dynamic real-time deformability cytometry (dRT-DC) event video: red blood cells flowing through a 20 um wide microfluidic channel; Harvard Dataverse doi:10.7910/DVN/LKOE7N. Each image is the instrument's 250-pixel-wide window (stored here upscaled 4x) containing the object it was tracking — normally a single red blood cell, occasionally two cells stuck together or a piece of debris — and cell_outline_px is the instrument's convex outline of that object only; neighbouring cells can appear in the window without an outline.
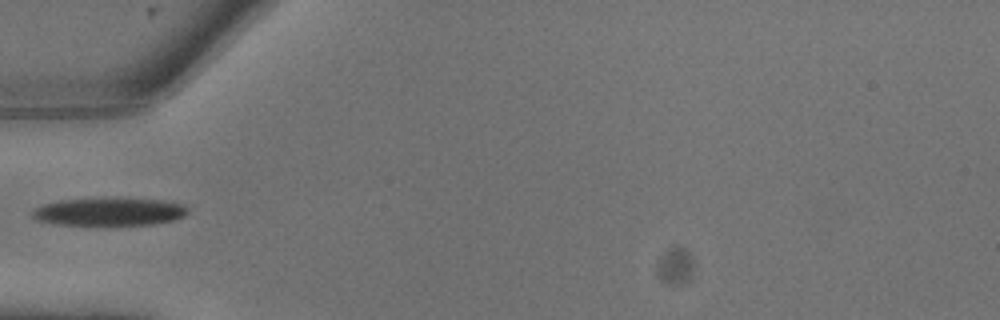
{"species": "common noctule bat (a hibernating species)", "species_latin": "Nyctalus noctula", "temperature_condition": "warm", "stored_images_in_passage": 3, "camera_frame_rate_fps": 3000, "um_per_image_px": 0.085, "animal": {"sex": "male", "body_mass_g": 13.3}, "frame": {"image": 1, "passage_image": 1, "time_ms": 0.0, "image_size_px": [1000, 320], "cell_outline_px": [[188, 212], [184, 216], [176, 220], [152, 224], [56, 224], [36, 220], [32, 216], [32, 208], [44, 204], [60, 200], [164, 200], [184, 204], [188, 208]], "centroid_in_image_um": [9.3, 18.01], "position_along_channel_um": 75.7, "area_um2": 24.39}}